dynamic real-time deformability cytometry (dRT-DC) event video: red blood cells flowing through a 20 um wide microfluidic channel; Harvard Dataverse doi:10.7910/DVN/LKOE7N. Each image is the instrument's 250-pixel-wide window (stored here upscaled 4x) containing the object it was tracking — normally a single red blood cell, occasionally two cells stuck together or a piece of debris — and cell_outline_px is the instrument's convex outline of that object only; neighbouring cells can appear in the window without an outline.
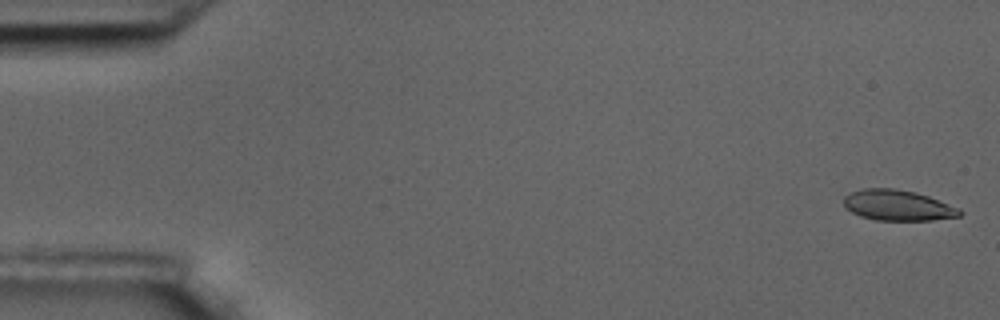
{"species": "common noctule bat (a hibernating species)", "species_latin": "Nyctalus noctula", "temperature_condition": "room temperature", "stored_images_in_passage": 8, "camera_frame_rate_fps": 3000, "um_per_image_px": 0.085, "animal": {"sex": "male", "body_mass_g": 17.5, "forearm_length_mm": 52.3}, "frame": {"image": 1, "passage_image": 1, "time_ms": 0.0, "image_size_px": [1000, 320], "cell_outline_px": [[964, 212], [960, 216], [932, 220], [876, 220], [860, 216], [852, 212], [844, 204], [844, 196], [852, 192], [864, 188], [896, 188], [916, 192], [928, 196], [960, 208]], "centroid_in_image_um": [76.34, 17.45], "position_along_channel_um": 8.7, "area_um2": 20.69}}
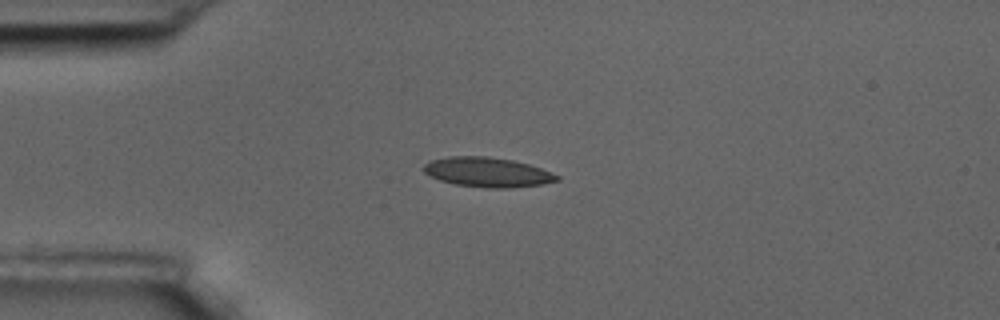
{"frame": {"image": 2, "passage_image": 5, "time_ms": 1.333, "image_size_px": [1000, 320], "cell_outline_px": [[560, 180], [544, 184], [508, 188], [484, 188], [456, 184], [440, 180], [424, 172], [424, 164], [428, 160], [448, 156], [488, 156], [512, 160], [528, 164], [540, 168], [560, 176]], "centroid_in_image_um": [41.43, 14.63], "position_along_channel_um": 43.6, "area_um2": 23.06}}